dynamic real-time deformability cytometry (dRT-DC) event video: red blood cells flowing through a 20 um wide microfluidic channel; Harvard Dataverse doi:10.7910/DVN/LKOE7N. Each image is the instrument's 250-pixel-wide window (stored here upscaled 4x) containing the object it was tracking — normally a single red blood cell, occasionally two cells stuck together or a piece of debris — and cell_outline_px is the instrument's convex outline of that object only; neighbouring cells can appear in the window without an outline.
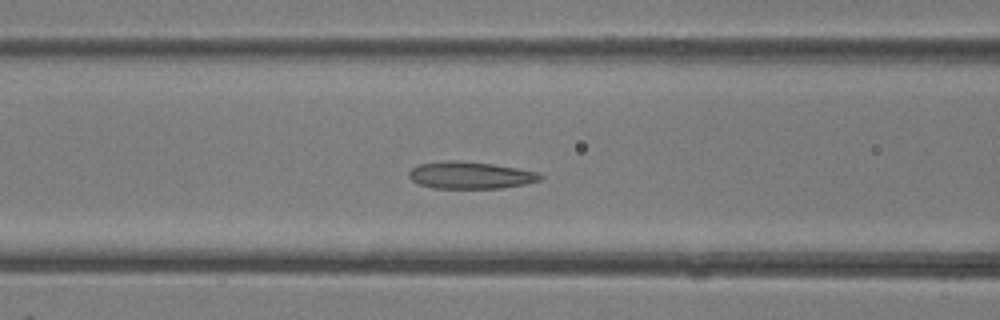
{"species": "common noctule bat (a hibernating species)", "species_latin": "Nyctalus noctula", "temperature_condition": "room temperature", "stored_images_in_passage": 39, "camera_frame_rate_fps": 3000, "um_per_image_px": 0.085, "animal": {"sex": "female"}, "frame": {"image": 1, "passage_image": 15, "time_ms": 4.667, "image_size_px": [1000, 320], "cell_outline_px": [[544, 180], [524, 184], [500, 188], [432, 188], [420, 184], [412, 180], [408, 176], [408, 172], [412, 168], [420, 164], [448, 160], [456, 160], [492, 164], [540, 172], [544, 176]], "centroid_in_image_um": [40.02, 14.89], "position_along_channel_um": 126.6, "area_um2": 20.75}}
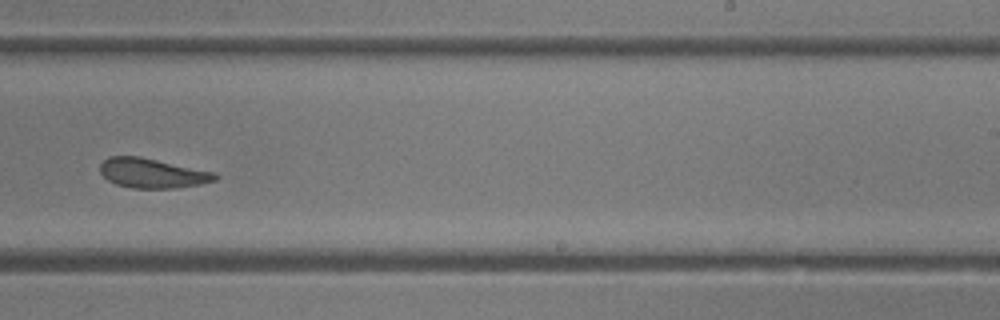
{"frame": {"image": 2, "passage_image": 24, "time_ms": 7.667, "image_size_px": [1000, 320], "cell_outline_px": [[220, 176], [216, 180], [200, 184], [176, 188], [132, 188], [116, 184], [108, 180], [100, 172], [100, 164], [108, 156], [140, 156], [216, 172]], "centroid_in_image_um": [12.97, 14.71], "position_along_channel_um": 276.0, "area_um2": 20.0}}
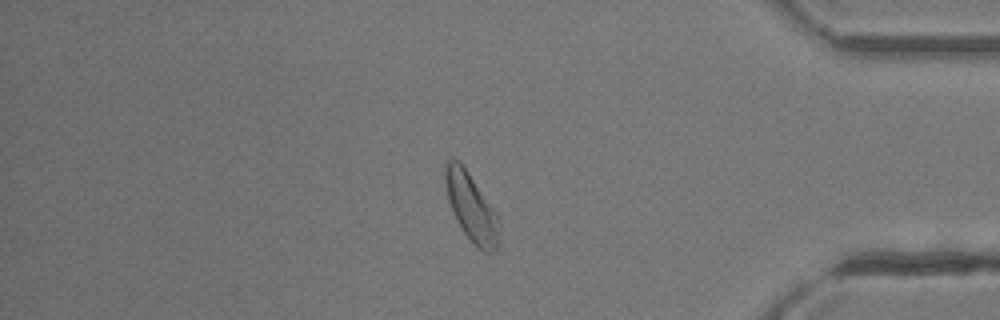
{"frame": {"image": 3, "passage_image": 33, "time_ms": 10.667, "image_size_px": [1000, 320], "cell_outline_px": [[500, 220], [496, 252], [484, 252], [464, 232], [456, 220], [448, 200], [444, 176], [444, 172], [448, 160], [460, 160], [500, 216]], "centroid_in_image_um": [40.09, 17.59], "position_along_channel_um": 395.1, "area_um2": 21.27}}